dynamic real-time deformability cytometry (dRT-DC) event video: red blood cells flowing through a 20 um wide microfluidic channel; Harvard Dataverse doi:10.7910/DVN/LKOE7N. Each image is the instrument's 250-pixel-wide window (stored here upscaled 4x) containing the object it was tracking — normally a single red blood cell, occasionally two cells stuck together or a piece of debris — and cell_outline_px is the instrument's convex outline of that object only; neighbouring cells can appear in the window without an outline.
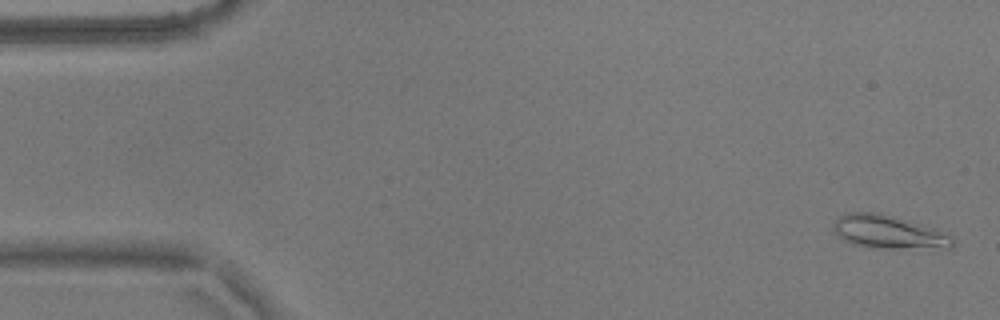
{"species": "common noctule bat (a hibernating species)", "species_latin": "Nyctalus noctula", "temperature_condition": "warm", "stored_images_in_passage": 56, "camera_frame_rate_fps": 3000, "um_per_image_px": 0.085, "animal": {"sex": "male", "body_mass_g": 17.9}, "frame": {"image": 1, "passage_image": 2, "time_ms": 0.333, "image_size_px": [1000, 320], "cell_outline_px": [[956, 244], [952, 248], [868, 248], [844, 240], [832, 228], [832, 220], [836, 216], [848, 212], [880, 212], [936, 228], [952, 236], [956, 240]], "centroid_in_image_um": [75.55, 19.71], "position_along_channel_um": 9.5, "area_um2": 23.64}}
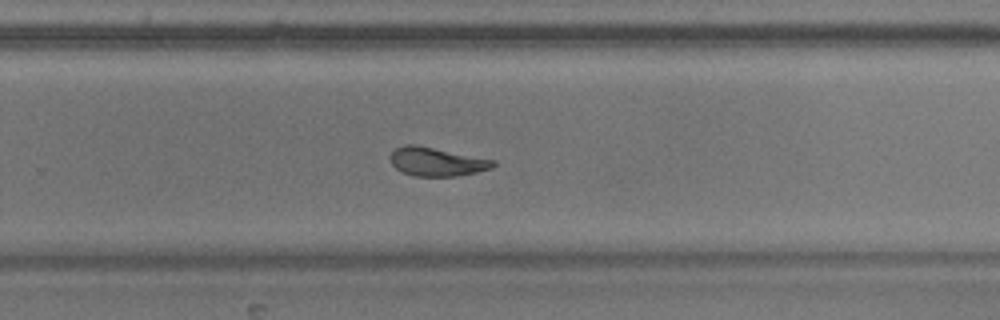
{"frame": {"image": 2, "passage_image": 36, "time_ms": 11.667, "image_size_px": [1000, 320], "cell_outline_px": [[496, 164], [492, 168], [476, 172], [456, 176], [416, 176], [404, 172], [396, 168], [392, 164], [388, 156], [396, 148], [404, 144], [416, 144], [496, 160]], "centroid_in_image_um": [37.12, 13.73], "position_along_channel_um": 292.7, "area_um2": 17.22}}
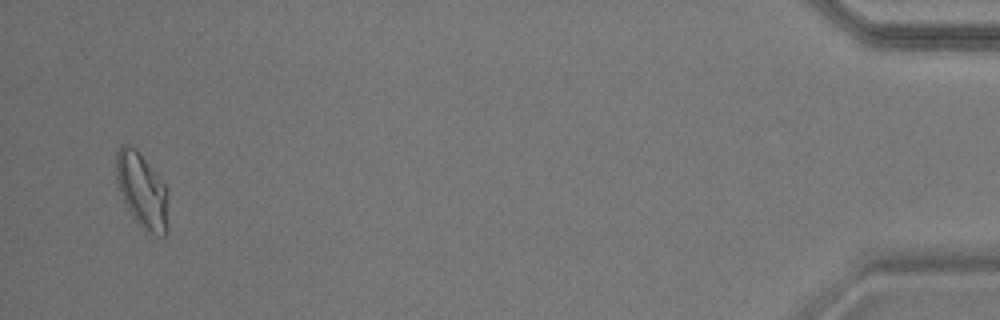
{"frame": {"image": 3, "passage_image": 54, "time_ms": 17.667, "image_size_px": [1000, 320], "cell_outline_px": [[168, 228], [164, 236], [160, 236], [148, 232], [136, 220], [128, 208], [124, 200], [116, 180], [116, 152], [120, 144], [128, 144], [136, 148], [156, 172], [168, 188]], "centroid_in_image_um": [12.1, 16.15], "position_along_channel_um": 423.1, "area_um2": 22.89}, "authors_computed_cell_mechanics": {"area_um2": 18.5249, "velocity_mm_per_s": 3.5942, "shape_relaxation_time_tau1_ms": 4.9529, "shape_relaxation_time_tau2_ms": 3.1822, "deformation_change_tau1": 0.1795, "deformation_change_tau2": 0.0935}}